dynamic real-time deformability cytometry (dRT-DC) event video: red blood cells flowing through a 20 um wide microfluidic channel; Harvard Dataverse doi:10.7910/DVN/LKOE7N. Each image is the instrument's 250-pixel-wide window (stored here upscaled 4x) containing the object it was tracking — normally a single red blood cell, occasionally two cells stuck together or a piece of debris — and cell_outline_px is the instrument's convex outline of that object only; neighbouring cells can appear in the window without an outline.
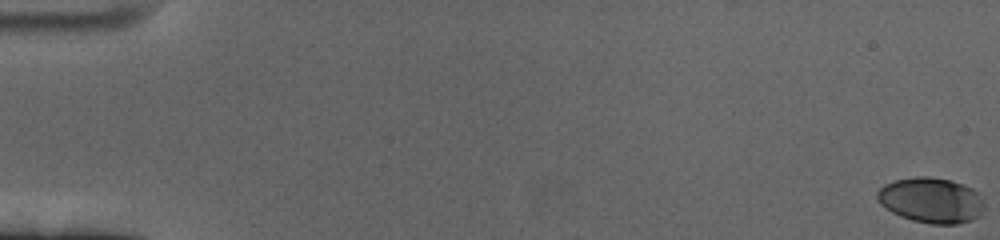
{"species": "human", "species_latin": "Homo sapiens", "temperature_condition": "cold", "stored_images_in_passage": 62, "camera_frame_rate_fps": 3000, "um_per_image_px": 0.085, "donor": {"sex": "female"}, "frame": {"image": 1, "passage_image": 1, "time_ms": 0.0, "image_size_px": [1000, 240], "cell_outline_px": [[984, 208], [980, 216], [972, 220], [956, 224], [932, 224], [912, 220], [900, 216], [892, 212], [880, 204], [876, 196], [876, 192], [884, 184], [896, 180], [916, 176], [928, 176], [948, 180], [972, 188], [976, 192], [984, 204]], "centroid_in_image_um": [79.13, 17.03], "position_along_channel_um": 5.9, "area_um2": 28.21}}
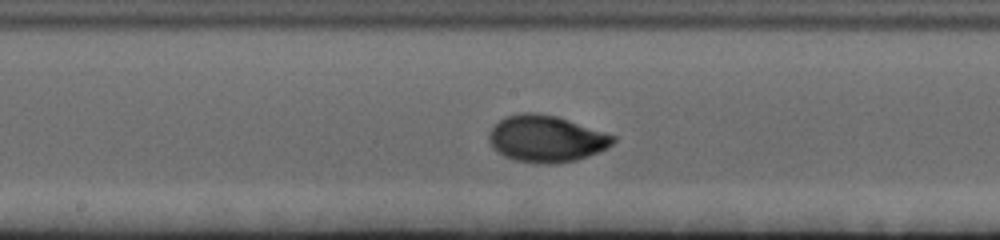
{"frame": {"image": 2, "passage_image": 34, "time_ms": 11.0, "image_size_px": [1000, 240], "cell_outline_px": [[616, 140], [612, 144], [588, 156], [576, 160], [556, 164], [536, 164], [516, 160], [504, 156], [496, 152], [488, 140], [488, 136], [492, 128], [504, 116], [520, 112], [536, 112], [556, 116], [616, 136]], "centroid_in_image_um": [46.38, 11.79], "position_along_channel_um": 201.8, "area_um2": 33.76}}
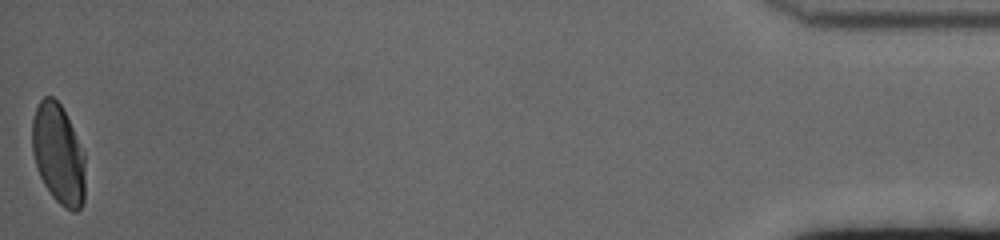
{"frame": {"image": 3, "passage_image": 62, "time_ms": 20.333, "image_size_px": [1000, 240], "cell_outline_px": [[84, 200], [80, 208], [76, 212], [72, 212], [64, 208], [52, 196], [44, 184], [40, 176], [32, 152], [32, 120], [36, 108], [40, 100], [44, 96], [52, 96], [60, 104], [72, 128], [84, 156]], "centroid_in_image_um": [4.94, 13.13], "position_along_channel_um": 430.3, "area_um2": 30.58}, "authors_computed_cell_mechanics": {"area_um2": 31.2409, "velocity_mm_per_s": 3.3922, "shape_relaxation_time_tau1_ms": 4.2314, "shape_relaxation_time_tau2_ms": null, "deformation_change_tau1": 0.1638, "deformation_change_tau2": null}}